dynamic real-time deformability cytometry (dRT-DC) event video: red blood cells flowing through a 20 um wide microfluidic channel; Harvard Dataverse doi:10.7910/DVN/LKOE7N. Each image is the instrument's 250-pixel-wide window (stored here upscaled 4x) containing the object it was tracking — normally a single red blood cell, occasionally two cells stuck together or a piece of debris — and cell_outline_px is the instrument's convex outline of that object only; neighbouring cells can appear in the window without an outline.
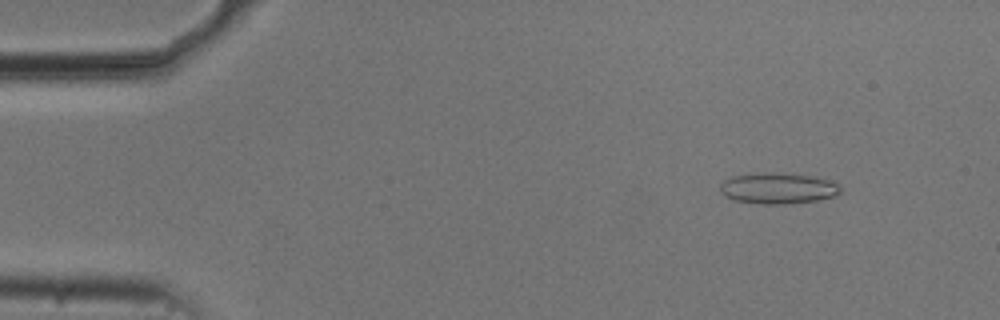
{"species": "common noctule bat (a hibernating species)", "species_latin": "Nyctalus noctula", "temperature_condition": "cold", "stored_images_in_passage": 55, "segment_of_instrument_passage": [1, 2], "camera_frame_rate_fps": 3000, "um_per_image_px": 0.085, "animal": {"sex": "male", "body_mass_g": 20.5, "forearm_length_mm": 52.5}, "frame": {"image": 1, "passage_image": 6, "time_ms": 1.667, "image_size_px": [1000, 320], "cell_outline_px": [[840, 192], [836, 196], [816, 200], [784, 204], [764, 204], [736, 200], [724, 196], [720, 192], [720, 184], [724, 180], [732, 176], [768, 172], [816, 176], [840, 184]], "centroid_in_image_um": [66.14, 16.0], "position_along_channel_um": 18.9, "area_um2": 21.68}}
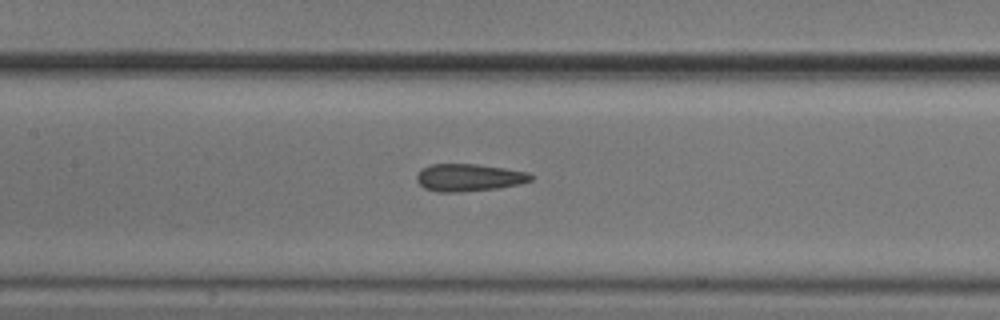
{"frame": {"image": 2, "passage_image": 25, "time_ms": 8.0, "image_size_px": [1000, 320], "cell_outline_px": [[532, 180], [520, 184], [496, 188], [460, 192], [436, 192], [424, 188], [416, 180], [416, 176], [420, 168], [432, 164], [476, 164], [504, 168], [528, 172], [532, 176]], "centroid_in_image_um": [39.81, 15.09], "position_along_channel_um": 167.6, "area_um2": 18.26}}
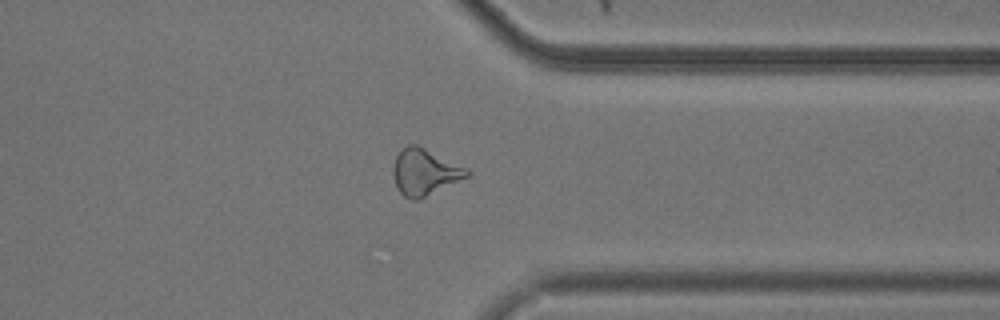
{"frame": {"image": 3, "passage_image": 42, "time_ms": 13.667, "image_size_px": [1000, 320], "cell_outline_px": [[472, 172], [468, 176], [420, 200], [412, 200], [404, 196], [400, 192], [392, 176], [392, 168], [396, 156], [408, 144], [416, 144], [468, 168]], "centroid_in_image_um": [36.1, 14.64], "position_along_channel_um": 375.3, "area_um2": 19.94}}